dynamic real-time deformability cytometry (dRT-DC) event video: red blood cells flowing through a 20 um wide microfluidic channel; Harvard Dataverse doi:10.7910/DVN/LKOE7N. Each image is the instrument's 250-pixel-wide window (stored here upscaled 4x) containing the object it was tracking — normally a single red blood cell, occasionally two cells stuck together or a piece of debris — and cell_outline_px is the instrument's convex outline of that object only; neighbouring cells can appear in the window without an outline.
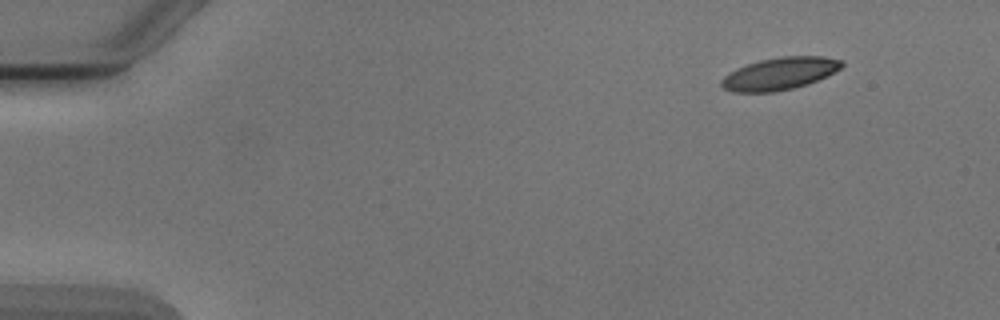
{"species": "Egyptian fruit bat (a non-hibernating species)", "species_latin": "Rousettus aegyptiacus", "temperature_condition": "cold", "stored_images_in_passage": 4, "camera_frame_rate_fps": 3000, "um_per_image_px": 0.085, "animal": {"sex": "male"}, "frame": {"image": 1, "passage_image": 1, "time_ms": 0.0, "image_size_px": [1000, 320], "cell_outline_px": [[844, 64], [840, 68], [828, 76], [808, 84], [776, 92], [732, 92], [724, 88], [720, 84], [720, 80], [724, 76], [736, 68], [760, 60], [780, 56], [824, 56], [844, 60]], "centroid_in_image_um": [66.29, 6.25], "position_along_channel_um": 18.7, "area_um2": 22.83}}
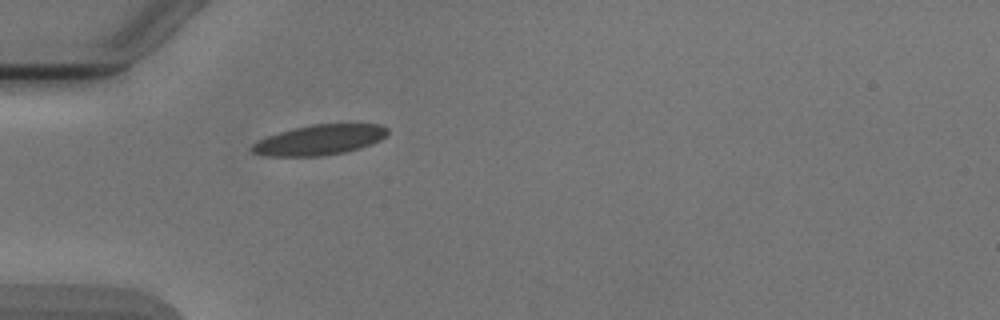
{"frame": {"image": 2, "passage_image": 4, "time_ms": 3.667, "image_size_px": [1000, 320], "cell_outline_px": [[388, 132], [380, 140], [372, 144], [360, 148], [344, 152], [320, 156], [264, 156], [252, 152], [248, 148], [252, 144], [268, 136], [292, 128], [312, 124], [380, 124], [388, 128]], "centroid_in_image_um": [27.14, 11.89], "position_along_channel_um": 57.9, "area_um2": 23.87}}